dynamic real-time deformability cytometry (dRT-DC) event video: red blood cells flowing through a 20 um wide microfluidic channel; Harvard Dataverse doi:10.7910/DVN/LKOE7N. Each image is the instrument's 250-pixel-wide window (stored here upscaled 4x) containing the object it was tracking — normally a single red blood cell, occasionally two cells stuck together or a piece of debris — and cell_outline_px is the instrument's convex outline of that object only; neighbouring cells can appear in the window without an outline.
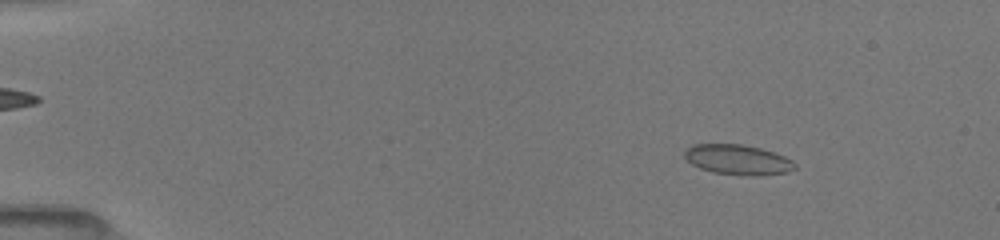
{"species": "common noctule bat (a hibernating species)", "species_latin": "Nyctalus noctula", "temperature_condition": "room temperature", "stored_images_in_passage": 16, "camera_frame_rate_fps": 3000, "um_per_image_px": 0.085, "animal": {"sex": "female", "body_mass_g": 19.5, "forearm_length_mm": 54.1}, "frame": {"image": 1, "passage_image": 5, "time_ms": 2.0, "image_size_px": [1000, 240], "cell_outline_px": [[796, 168], [788, 172], [760, 176], [752, 176], [712, 172], [700, 168], [692, 164], [684, 156], [684, 152], [692, 144], [744, 144], [760, 148], [784, 156], [792, 160], [796, 164]], "centroid_in_image_um": [62.73, 13.58], "position_along_channel_um": 22.3, "area_um2": 19.36}}
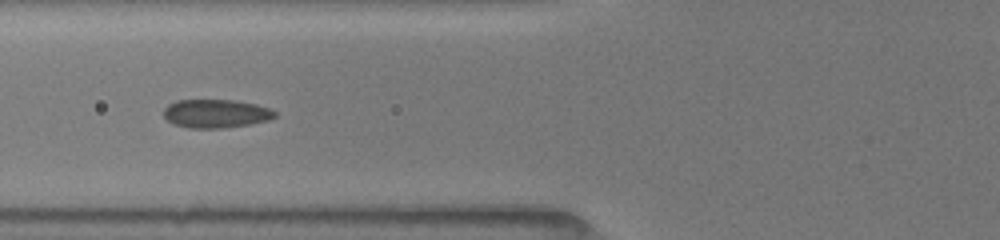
{"frame": {"image": 2, "passage_image": 13, "time_ms": 6.667, "image_size_px": [1000, 240], "cell_outline_px": [[276, 116], [268, 120], [248, 124], [224, 128], [188, 128], [172, 124], [164, 116], [164, 108], [168, 104], [176, 100], [236, 100], [256, 104], [268, 108], [276, 112]], "centroid_in_image_um": [18.32, 9.65], "position_along_channel_um": 107.5, "area_um2": 18.5}}
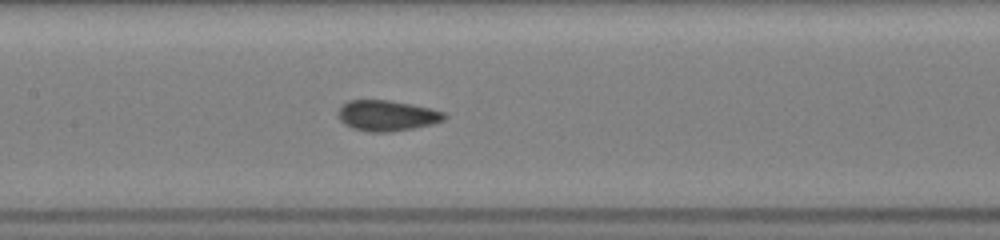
{"frame": {"image": 3, "passage_image": 16, "time_ms": 8.333, "image_size_px": [1000, 240], "cell_outline_px": [[448, 116], [444, 120], [432, 124], [392, 132], [368, 132], [352, 128], [344, 124], [340, 120], [336, 112], [348, 100], [388, 100], [412, 104], [444, 112]], "centroid_in_image_um": [32.87, 9.83], "position_along_channel_um": 174.5, "area_um2": 19.02}}